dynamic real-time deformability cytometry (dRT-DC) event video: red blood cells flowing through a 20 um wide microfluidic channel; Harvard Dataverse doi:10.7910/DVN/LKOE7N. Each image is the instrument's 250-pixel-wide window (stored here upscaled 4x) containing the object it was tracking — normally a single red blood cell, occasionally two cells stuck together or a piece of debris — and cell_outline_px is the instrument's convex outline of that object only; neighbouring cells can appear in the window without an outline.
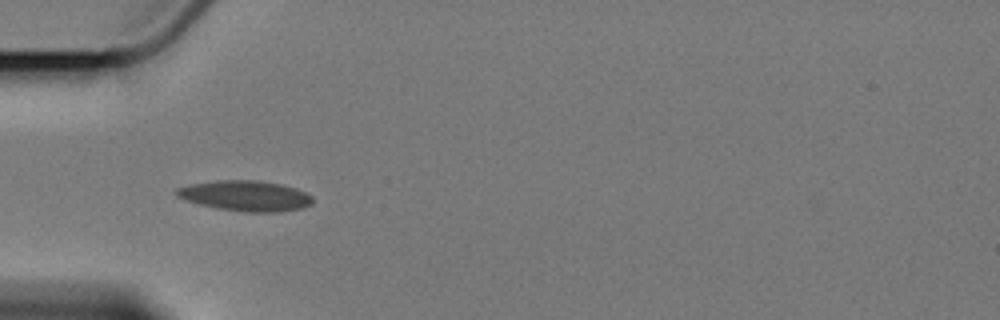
{"species": "Egyptian fruit bat (a non-hibernating species)", "species_latin": "Rousettus aegyptiacus", "temperature_condition": "cold", "stored_images_in_passage": 9, "camera_frame_rate_fps": 3000, "um_per_image_px": 0.085, "animal": {"sex": "female"}, "frame": {"image": 1, "passage_image": 2, "time_ms": 1.0, "image_size_px": [1000, 320], "cell_outline_px": [[312, 204], [304, 208], [280, 212], [244, 212], [216, 208], [184, 200], [176, 196], [176, 188], [192, 184], [216, 180], [256, 180], [280, 184], [296, 188], [312, 196]], "centroid_in_image_um": [20.87, 16.65], "position_along_channel_um": 64.1, "area_um2": 24.22}}
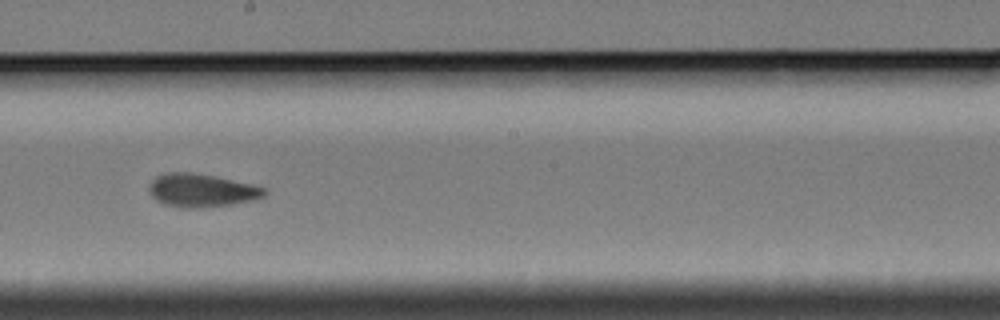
{"frame": {"image": 2, "passage_image": 6, "time_ms": 6.0, "image_size_px": [1000, 320], "cell_outline_px": [[268, 192], [264, 196], [256, 200], [232, 204], [196, 208], [188, 208], [164, 204], [156, 200], [152, 196], [148, 188], [152, 180], [156, 176], [164, 172], [192, 172], [216, 176], [252, 184], [264, 188]], "centroid_in_image_um": [17.14, 16.17], "position_along_channel_um": 231.1, "area_um2": 22.43}}
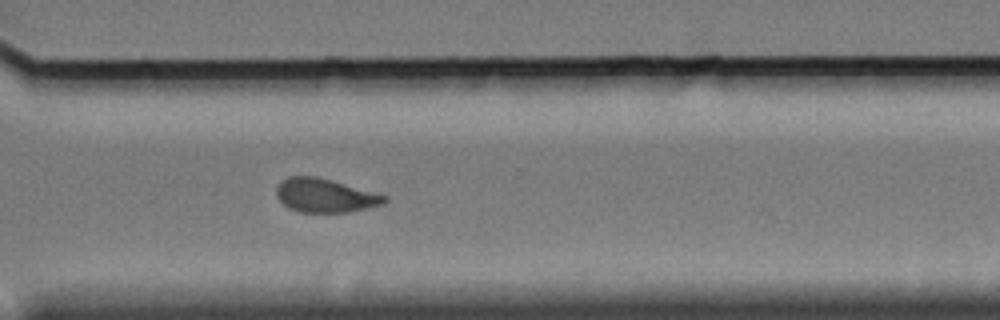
{"frame": {"image": 3, "passage_image": 9, "time_ms": 9.333, "image_size_px": [1000, 320], "cell_outline_px": [[388, 200], [384, 204], [348, 212], [300, 212], [288, 208], [276, 196], [276, 188], [288, 176], [316, 176], [332, 180], [388, 196]], "centroid_in_image_um": [27.64, 16.62], "position_along_channel_um": 343.0, "area_um2": 21.15}}